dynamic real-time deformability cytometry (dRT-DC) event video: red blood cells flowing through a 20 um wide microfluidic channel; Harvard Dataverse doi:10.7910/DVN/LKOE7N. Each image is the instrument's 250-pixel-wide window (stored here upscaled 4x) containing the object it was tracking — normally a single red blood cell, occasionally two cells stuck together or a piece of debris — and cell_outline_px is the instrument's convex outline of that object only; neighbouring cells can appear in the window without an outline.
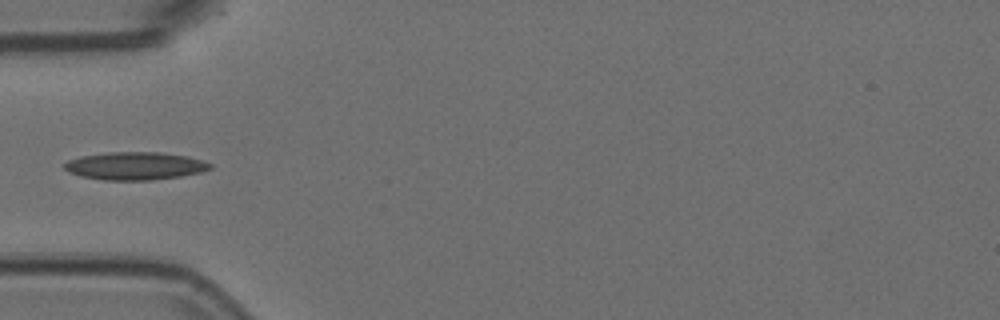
{"species": "Egyptian fruit bat (a non-hibernating species)", "species_latin": "Rousettus aegyptiacus", "temperature_condition": "room temperature", "stored_images_in_passage": 38, "camera_frame_rate_fps": 3000, "um_per_image_px": 0.085, "animal": {"sex": "female"}, "frame": {"image": 1, "passage_image": 1, "time_ms": 0.0, "image_size_px": [1000, 320], "cell_outline_px": [[212, 168], [200, 172], [180, 176], [152, 180], [104, 180], [80, 176], [68, 172], [64, 168], [64, 164], [68, 160], [80, 156], [108, 152], [160, 152], [188, 156], [212, 164]], "centroid_in_image_um": [11.45, 14.1], "position_along_channel_um": 73.5, "area_um2": 23.64}}
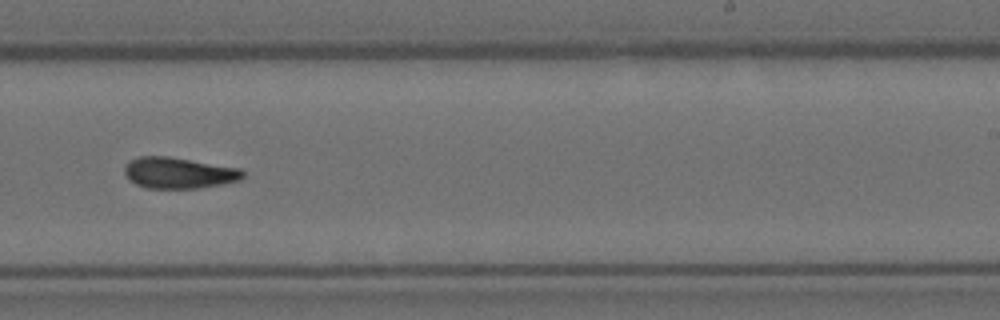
{"frame": {"image": 2, "passage_image": 17, "time_ms": 5.333, "image_size_px": [1000, 320], "cell_outline_px": [[244, 176], [240, 180], [224, 184], [196, 188], [148, 188], [136, 184], [124, 172], [124, 168], [128, 160], [140, 156], [168, 156], [240, 168], [244, 172]], "centroid_in_image_um": [15.21, 14.69], "position_along_channel_um": 273.8, "area_um2": 21.39}}
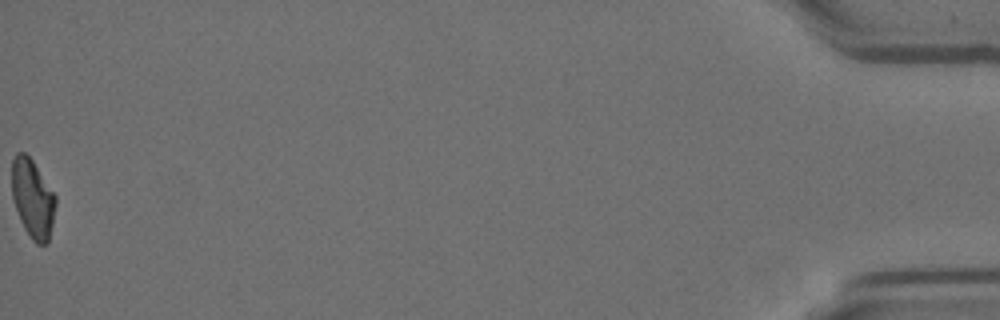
{"frame": {"image": 3, "passage_image": 38, "time_ms": 12.333, "image_size_px": [1000, 320], "cell_outline_px": [[56, 204], [52, 224], [48, 240], [44, 244], [36, 244], [32, 240], [24, 228], [20, 220], [12, 196], [12, 160], [16, 152], [24, 152], [32, 160], [56, 196]], "centroid_in_image_um": [2.77, 16.87], "position_along_channel_um": 432.4, "area_um2": 19.83}}